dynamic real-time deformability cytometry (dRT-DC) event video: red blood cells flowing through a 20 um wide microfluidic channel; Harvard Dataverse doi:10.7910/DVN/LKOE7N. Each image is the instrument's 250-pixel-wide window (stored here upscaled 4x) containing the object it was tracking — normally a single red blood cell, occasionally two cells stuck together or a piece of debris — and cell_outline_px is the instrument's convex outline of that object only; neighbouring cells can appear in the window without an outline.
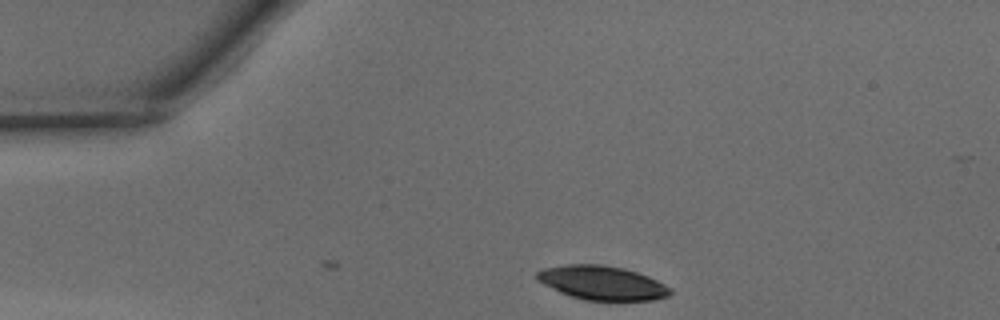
{"species": "common noctule bat (a hibernating species)", "species_latin": "Nyctalus noctula", "temperature_condition": "warm", "stored_images_in_passage": 2, "camera_frame_rate_fps": 3000, "um_per_image_px": 0.085, "animal": {"sex": "male", "body_mass_g": 15.6}, "frame": {"image": 1, "passage_image": 2, "time_ms": 0.333, "image_size_px": [1000, 320], "cell_outline_px": [[672, 292], [668, 296], [652, 300], [584, 300], [560, 292], [536, 280], [536, 272], [544, 268], [564, 264], [600, 264], [624, 268], [648, 276], [672, 288]], "centroid_in_image_um": [51.17, 24.03], "position_along_channel_um": 33.8, "area_um2": 26.36}}